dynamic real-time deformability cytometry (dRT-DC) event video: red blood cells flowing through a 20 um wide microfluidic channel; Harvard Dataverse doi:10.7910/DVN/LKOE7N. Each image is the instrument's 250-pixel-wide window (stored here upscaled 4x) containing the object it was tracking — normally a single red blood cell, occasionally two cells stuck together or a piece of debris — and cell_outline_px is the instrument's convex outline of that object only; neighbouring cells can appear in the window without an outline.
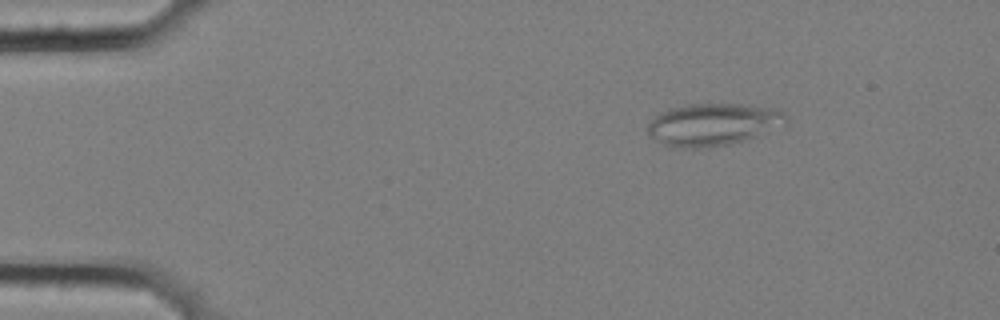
{"species": "common noctule bat (a hibernating species)", "species_latin": "Nyctalus noctula", "temperature_condition": "cold", "stored_images_in_passage": 57, "camera_frame_rate_fps": 3000, "um_per_image_px": 0.085, "animal": {"sex": "female", "body_mass_g": 25.1}, "frame": {"image": 1, "passage_image": 9, "time_ms": 2.667, "image_size_px": [1000, 320], "cell_outline_px": [[788, 124], [744, 140], [728, 144], [708, 148], [676, 148], [664, 144], [656, 140], [648, 132], [648, 124], [660, 112], [668, 108], [688, 104], [748, 104], [780, 108], [788, 116]], "centroid_in_image_um": [60.67, 10.56], "position_along_channel_um": 24.3, "area_um2": 34.45}}
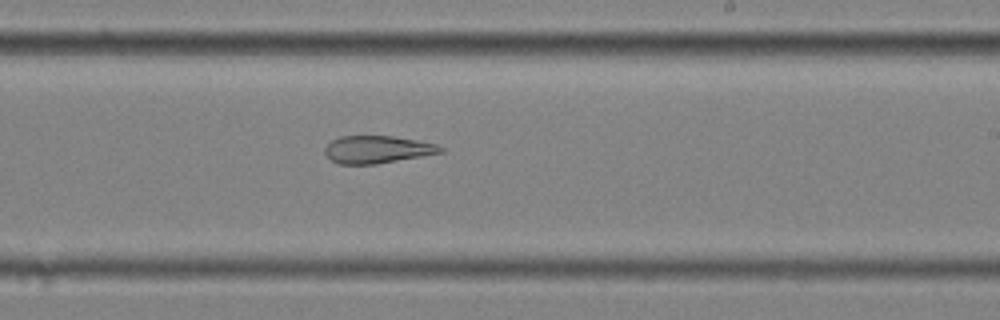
{"frame": {"image": 2, "passage_image": 35, "time_ms": 11.333, "image_size_px": [1000, 320], "cell_outline_px": [[444, 152], [376, 164], [340, 164], [332, 160], [324, 152], [324, 148], [332, 140], [340, 136], [392, 136], [416, 140], [436, 144], [444, 148]], "centroid_in_image_um": [32.06, 12.7], "position_along_channel_um": 256.9, "area_um2": 18.38}}
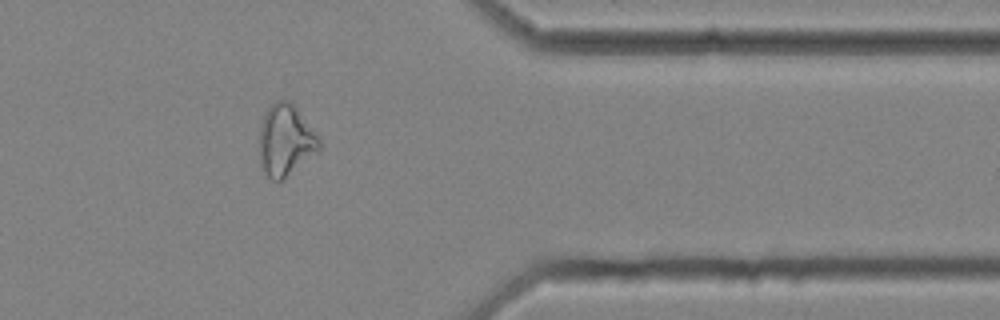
{"frame": {"image": 3, "passage_image": 47, "time_ms": 15.333, "image_size_px": [1000, 320], "cell_outline_px": [[320, 148], [316, 152], [280, 180], [272, 180], [264, 172], [260, 164], [260, 124], [268, 108], [276, 100], [292, 100], [320, 140]], "centroid_in_image_um": [24.25, 11.87], "position_along_channel_um": 387.1, "area_um2": 24.39}, "authors_computed_cell_mechanics": {"area_um2": 25.9522, "velocity_mm_per_s": 3.5819, "shape_relaxation_time_tau1_ms": null, "shape_relaxation_time_tau2_ms": 3.0482, "deformation_change_tau1": null, "deformation_change_tau2": 0.1185}}